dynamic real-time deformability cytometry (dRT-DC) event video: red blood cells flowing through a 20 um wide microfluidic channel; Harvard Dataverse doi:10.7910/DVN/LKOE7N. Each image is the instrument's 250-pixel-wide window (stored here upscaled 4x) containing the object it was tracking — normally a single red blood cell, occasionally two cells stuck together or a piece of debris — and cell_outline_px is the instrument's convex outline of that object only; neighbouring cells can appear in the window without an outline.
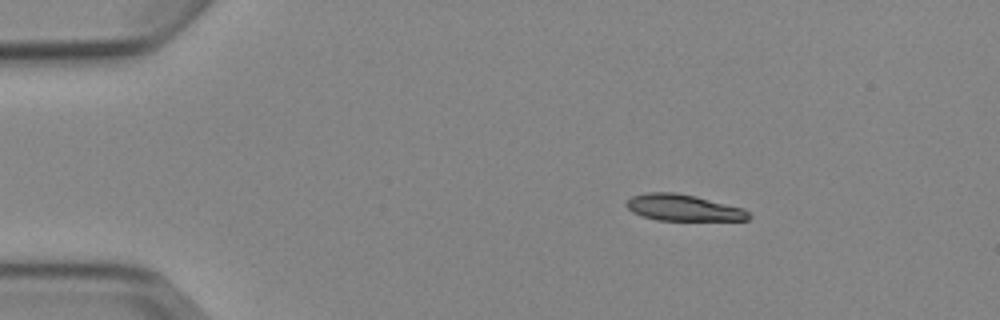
{"species": "Egyptian fruit bat (a non-hibernating species)", "species_latin": "Rousettus aegyptiacus", "temperature_condition": "cold", "stored_images_in_passage": 4, "camera_frame_rate_fps": 3000, "um_per_image_px": 0.085, "animal": {"sex": "female"}, "frame": {"image": 1, "passage_image": 1, "time_ms": 0.0, "image_size_px": [1000, 320], "cell_outline_px": [[752, 216], [748, 220], [656, 220], [632, 212], [624, 204], [632, 196], [648, 192], [676, 192], [696, 196], [744, 208]], "centroid_in_image_um": [58.09, 17.65], "position_along_channel_um": 26.9, "area_um2": 18.84}}
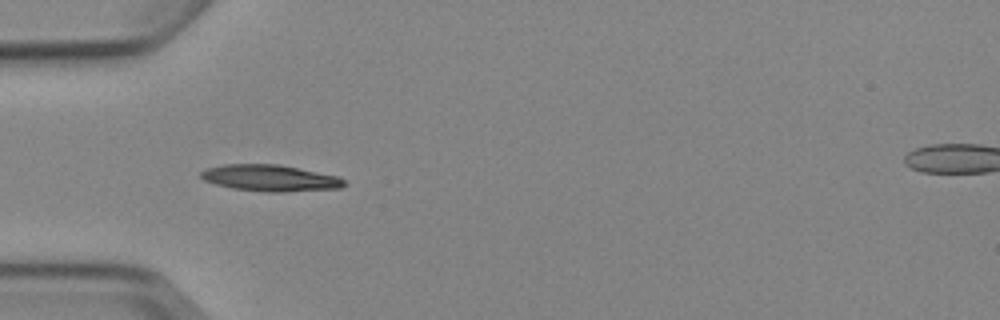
{"frame": {"image": 2, "passage_image": 3, "time_ms": 2.667, "image_size_px": [1000, 320], "cell_outline_px": [[348, 184], [340, 188], [284, 192], [268, 192], [232, 188], [216, 184], [204, 180], [200, 176], [200, 172], [208, 168], [224, 164], [280, 164], [340, 176]], "centroid_in_image_um": [23.01, 15.13], "position_along_channel_um": 62.0, "area_um2": 22.2}}
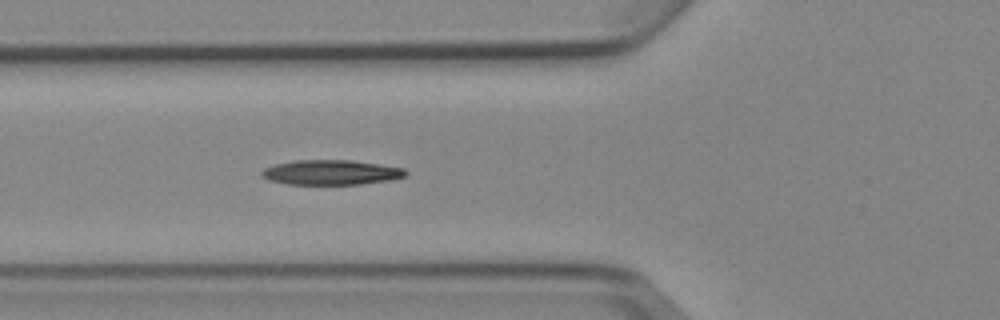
{"frame": {"image": 3, "passage_image": 4, "time_ms": 3.667, "image_size_px": [1000, 320], "cell_outline_px": [[408, 172], [404, 176], [392, 180], [360, 184], [288, 184], [268, 180], [260, 176], [260, 172], [264, 168], [276, 164], [292, 160], [352, 160], [380, 164], [404, 168]], "centroid_in_image_um": [28.12, 14.65], "position_along_channel_um": 97.7, "area_um2": 20.98}}